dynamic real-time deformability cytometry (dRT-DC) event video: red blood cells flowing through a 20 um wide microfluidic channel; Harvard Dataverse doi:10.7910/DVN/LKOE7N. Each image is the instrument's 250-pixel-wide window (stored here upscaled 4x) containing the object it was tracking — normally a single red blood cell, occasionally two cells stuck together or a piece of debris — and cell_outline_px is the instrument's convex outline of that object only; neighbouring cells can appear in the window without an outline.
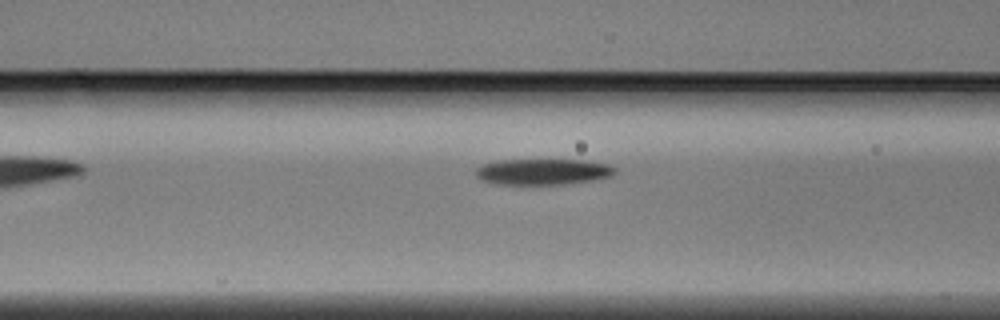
{"species": "Egyptian fruit bat (a non-hibernating species)", "species_latin": "Rousettus aegyptiacus", "temperature_condition": "warm", "stored_images_in_passage": 7, "camera_frame_rate_fps": 3000, "um_per_image_px": 0.085, "animal": {"sex": "male"}, "frame": {"image": 1, "passage_image": 7, "time_ms": 2.0, "image_size_px": [1000, 320], "cell_outline_px": [[616, 172], [612, 176], [592, 180], [568, 184], [496, 184], [480, 180], [476, 176], [476, 168], [484, 164], [500, 160], [588, 160], [608, 164], [616, 168]], "centroid_in_image_um": [46.17, 14.6], "position_along_channel_um": 120.4, "area_um2": 21.15}}